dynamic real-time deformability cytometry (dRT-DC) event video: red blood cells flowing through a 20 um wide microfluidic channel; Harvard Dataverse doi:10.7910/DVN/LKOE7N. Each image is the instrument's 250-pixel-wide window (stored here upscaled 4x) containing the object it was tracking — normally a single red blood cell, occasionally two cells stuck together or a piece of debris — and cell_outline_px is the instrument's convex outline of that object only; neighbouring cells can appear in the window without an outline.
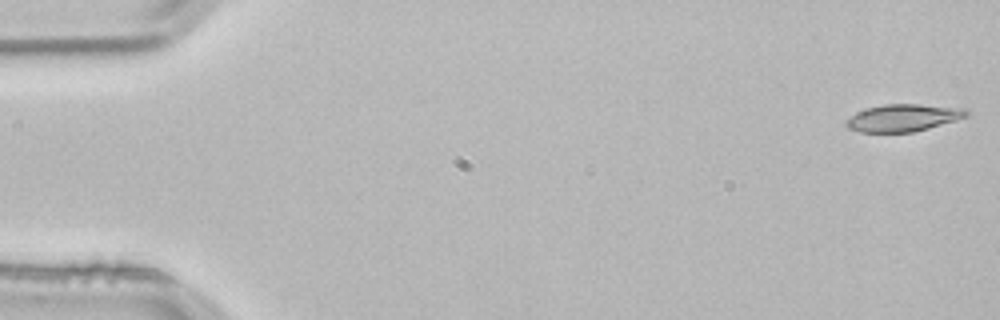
{"species": "common noctule bat (a hibernating species)", "species_latin": "Nyctalus noctula", "temperature_condition": "room temperature", "stored_images_in_passage": 3, "camera_frame_rate_fps": 3000, "um_per_image_px": 0.085, "animal": {"sex": "male", "body_mass_g": 21.5, "forearm_length_mm": 52.0}, "frame": {"image": 1, "passage_image": 1, "time_ms": 0.0, "image_size_px": [1000, 320], "cell_outline_px": [[968, 116], [956, 120], [928, 128], [912, 132], [860, 132], [848, 128], [844, 124], [856, 112], [868, 108], [884, 104], [920, 104], [968, 108]], "centroid_in_image_um": [76.8, 10.0], "position_along_channel_um": 8.2, "area_um2": 19.02}}